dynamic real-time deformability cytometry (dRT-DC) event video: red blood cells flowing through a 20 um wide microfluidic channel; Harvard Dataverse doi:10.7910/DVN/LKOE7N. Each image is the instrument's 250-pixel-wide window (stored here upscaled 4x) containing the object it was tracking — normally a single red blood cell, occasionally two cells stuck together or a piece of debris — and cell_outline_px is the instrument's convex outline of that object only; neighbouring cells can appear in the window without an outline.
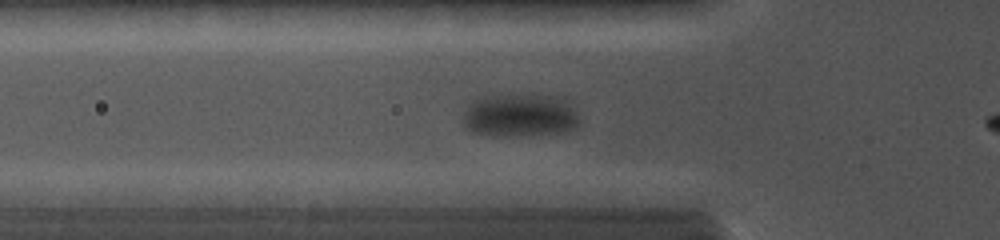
{"species": "common noctule bat (a hibernating species)", "species_latin": "Nyctalus noctula", "temperature_condition": "cold", "stored_images_in_passage": 6, "camera_frame_rate_fps": 5000, "um_per_image_px": 0.085, "animal": {"sex": "female", "body_mass_g": 19.0, "forearm_length_mm": 56.7}, "frame": {"image": 1, "passage_image": 3, "time_ms": 1.4, "image_size_px": [1000, 240], "cell_outline_px": [[580, 124], [576, 128], [560, 132], [516, 136], [496, 136], [472, 132], [464, 128], [464, 112], [468, 104], [472, 100], [480, 96], [512, 92], [528, 92], [564, 96], [580, 120]], "centroid_in_image_um": [44.17, 9.74], "position_along_channel_um": 81.6, "area_um2": 30.63}}
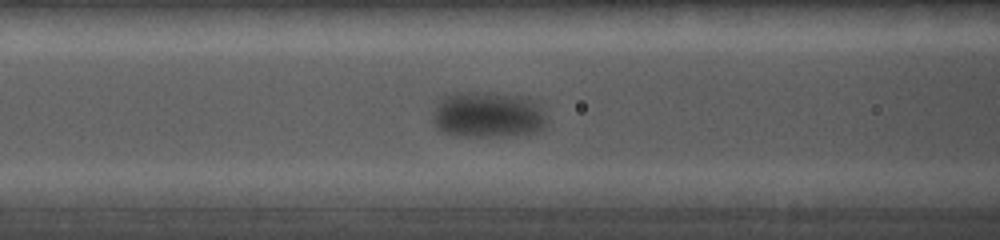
{"frame": {"image": 2, "passage_image": 5, "time_ms": 2.6, "image_size_px": [1000, 240], "cell_outline_px": [[548, 116], [544, 128], [532, 132], [504, 136], [456, 136], [440, 132], [432, 124], [432, 112], [436, 104], [444, 96], [452, 92], [492, 92], [524, 96], [532, 100]], "centroid_in_image_um": [41.4, 9.75], "position_along_channel_um": 125.2, "area_um2": 31.15}}